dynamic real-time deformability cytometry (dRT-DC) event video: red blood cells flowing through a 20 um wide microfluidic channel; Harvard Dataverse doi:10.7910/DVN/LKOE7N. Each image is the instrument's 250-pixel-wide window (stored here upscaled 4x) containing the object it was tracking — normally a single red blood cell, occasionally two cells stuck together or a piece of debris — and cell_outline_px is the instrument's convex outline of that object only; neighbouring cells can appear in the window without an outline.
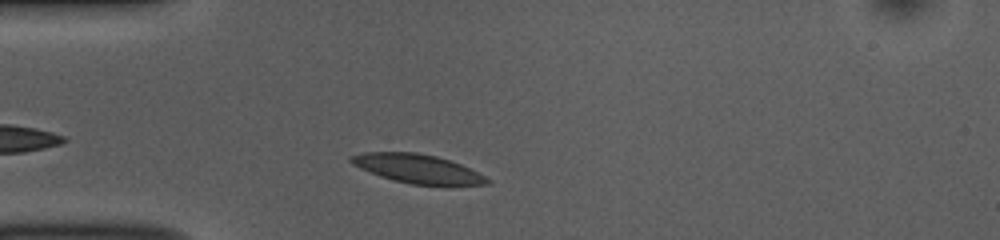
{"species": "common noctule bat (a hibernating species)", "species_latin": "Nyctalus noctula", "temperature_condition": "room temperature", "stored_images_in_passage": 36, "camera_frame_rate_fps": 3000, "um_per_image_px": 0.085, "animal": {"sex": "female", "body_mass_g": 10.0, "forearm_length_mm": 53.1}, "frame": {"image": 1, "passage_image": 4, "time_ms": 1.0, "image_size_px": [1000, 240], "cell_outline_px": [[488, 180], [484, 184], [416, 184], [396, 180], [372, 172], [356, 164], [352, 160], [352, 156], [372, 152], [412, 152], [432, 156], [448, 160], [468, 168], [476, 172]], "centroid_in_image_um": [35.5, 14.32], "position_along_channel_um": 49.5, "area_um2": 21.1}}
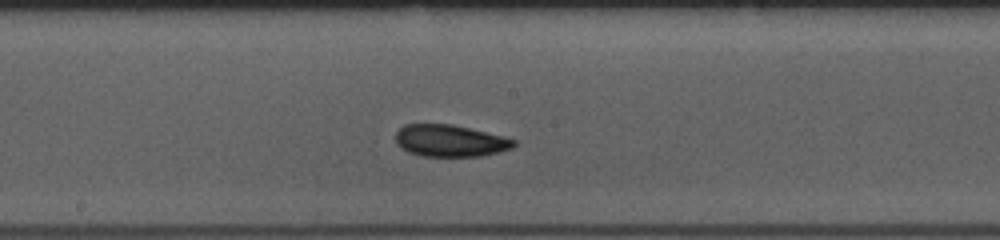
{"frame": {"image": 2, "passage_image": 18, "time_ms": 5.667, "image_size_px": [1000, 240], "cell_outline_px": [[516, 144], [508, 148], [496, 152], [476, 156], [428, 156], [412, 152], [404, 148], [396, 140], [396, 132], [400, 128], [408, 124], [448, 124], [512, 140]], "centroid_in_image_um": [38.17, 11.96], "position_along_channel_um": 210.0, "area_um2": 20.58}}
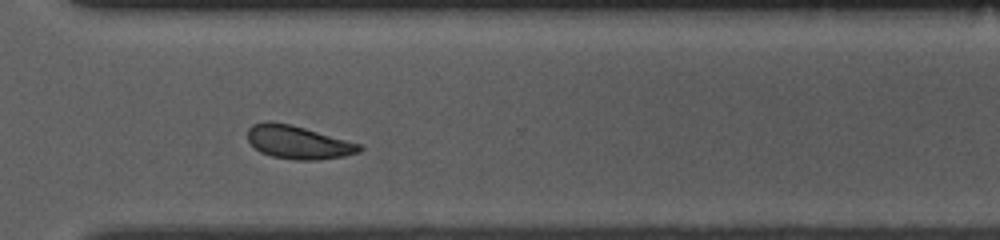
{"frame": {"image": 3, "passage_image": 29, "time_ms": 9.333, "image_size_px": [1000, 240], "cell_outline_px": [[360, 148], [356, 152], [344, 156], [272, 156], [256, 148], [248, 140], [248, 128], [256, 124], [288, 124], [304, 128], [360, 144]], "centroid_in_image_um": [25.31, 12.04], "position_along_channel_um": 345.3, "area_um2": 19.19}, "authors_computed_cell_mechanics": {"area_um2": 20.4901, "velocity_mm_per_s": 3.6936, "shape_relaxation_time_tau1_ms": 5.3195, "shape_relaxation_time_tau2_ms": 1.821, "deformation_change_tau1": 0.1334, "deformation_change_tau2": 0.0481}}